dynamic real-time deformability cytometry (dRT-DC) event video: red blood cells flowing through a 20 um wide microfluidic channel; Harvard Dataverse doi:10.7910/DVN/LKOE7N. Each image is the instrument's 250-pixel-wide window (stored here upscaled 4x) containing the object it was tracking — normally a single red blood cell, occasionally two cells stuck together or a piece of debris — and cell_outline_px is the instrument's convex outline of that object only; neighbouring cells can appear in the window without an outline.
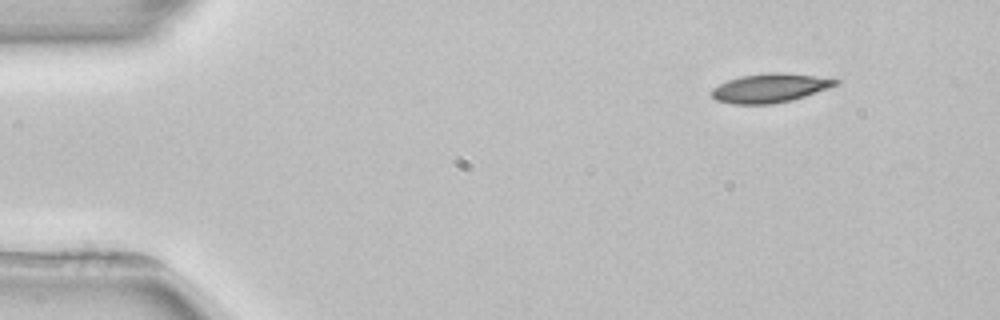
{"species": "common noctule bat (a hibernating species)", "species_latin": "Nyctalus noctula", "temperature_condition": "room temperature", "stored_images_in_passage": 3, "camera_frame_rate_fps": 3000, "um_per_image_px": 0.085, "animal": {"sex": "female", "body_mass_g": 22.7, "forearm_length_mm": 54.2}, "frame": {"image": 1, "passage_image": 1, "time_ms": 0.0, "image_size_px": [1000, 320], "cell_outline_px": [[840, 84], [792, 100], [772, 104], [732, 104], [716, 100], [712, 96], [712, 88], [728, 80], [740, 76], [768, 72], [784, 72], [840, 80]], "centroid_in_image_um": [65.43, 7.48], "position_along_channel_um": 19.6, "area_um2": 20.81}}